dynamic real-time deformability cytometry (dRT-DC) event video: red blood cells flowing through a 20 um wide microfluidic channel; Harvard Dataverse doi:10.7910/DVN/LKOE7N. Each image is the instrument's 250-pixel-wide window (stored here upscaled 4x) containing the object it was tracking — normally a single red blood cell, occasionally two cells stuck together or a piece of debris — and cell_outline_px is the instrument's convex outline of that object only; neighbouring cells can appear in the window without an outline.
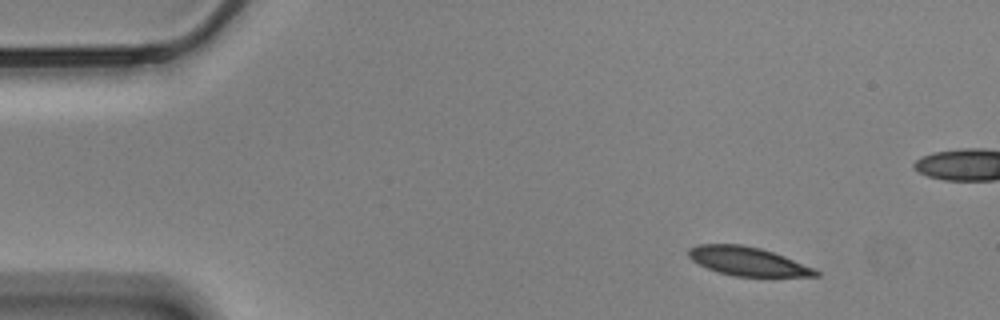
{"species": "Egyptian fruit bat (a non-hibernating species)", "species_latin": "Rousettus aegyptiacus", "temperature_condition": "cold", "stored_images_in_passage": 48, "camera_frame_rate_fps": 3000, "um_per_image_px": 0.085, "animal": {"sex": "male"}, "frame": {"image": 1, "passage_image": 1, "time_ms": 0.0, "image_size_px": [1000, 320], "cell_outline_px": [[820, 276], [736, 276], [720, 272], [708, 268], [692, 260], [688, 256], [688, 248], [696, 244], [740, 244], [760, 248], [784, 256], [816, 268], [820, 272]], "centroid_in_image_um": [63.57, 22.2], "position_along_channel_um": 21.4, "area_um2": 21.15}}
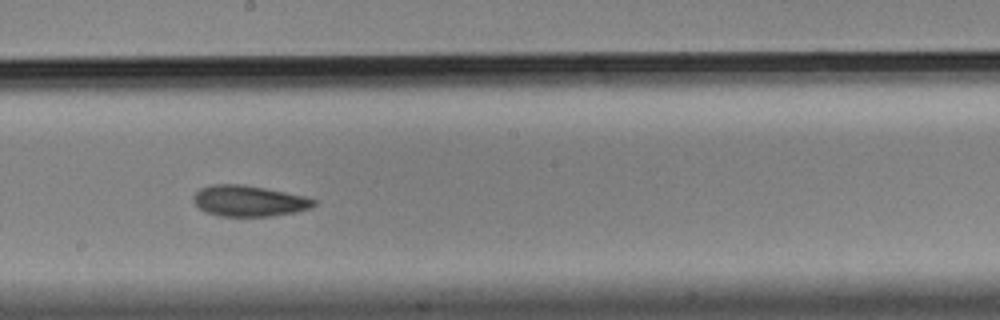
{"frame": {"image": 2, "passage_image": 26, "time_ms": 8.333, "image_size_px": [1000, 320], "cell_outline_px": [[316, 204], [312, 208], [296, 212], [272, 216], [220, 216], [204, 212], [192, 200], [192, 196], [200, 188], [212, 184], [244, 184], [308, 196], [316, 200]], "centroid_in_image_um": [21.18, 17.07], "position_along_channel_um": 227.0, "area_um2": 22.02}}
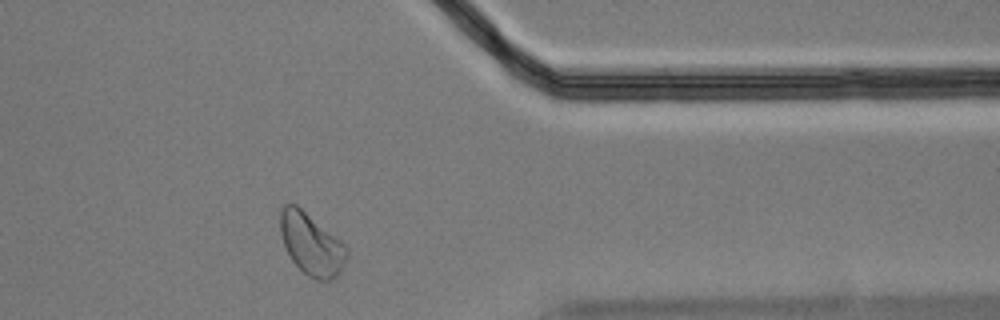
{"frame": {"image": 3, "passage_image": 41, "time_ms": 13.333, "image_size_px": [1000, 320], "cell_outline_px": [[348, 256], [344, 268], [332, 280], [316, 280], [308, 276], [292, 260], [284, 244], [280, 232], [280, 212], [284, 204], [296, 204], [340, 240], [348, 248]], "centroid_in_image_um": [26.49, 20.77], "position_along_channel_um": 384.9, "area_um2": 23.81}, "authors_computed_cell_mechanics": {"area_um2": 22.0796, "velocity_mm_per_s": 3.4317, "shape_relaxation_time_tau1_ms": 8.5673, "shape_relaxation_time_tau2_ms": 4.1653, "deformation_change_tau1": 0.1489, "deformation_change_tau2": 0.091}}